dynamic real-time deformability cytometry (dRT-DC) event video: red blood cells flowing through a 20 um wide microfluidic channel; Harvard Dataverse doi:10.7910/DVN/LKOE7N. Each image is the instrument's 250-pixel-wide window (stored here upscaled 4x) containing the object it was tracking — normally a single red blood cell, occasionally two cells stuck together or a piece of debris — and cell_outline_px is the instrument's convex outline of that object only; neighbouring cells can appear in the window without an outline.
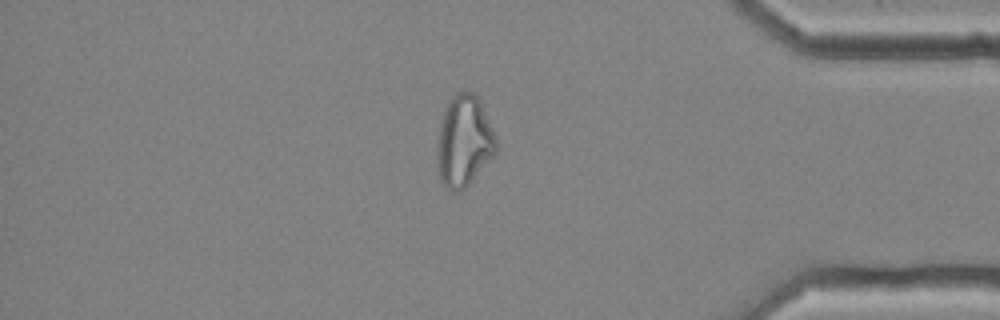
{"species": "common noctule bat (a hibernating species)", "species_latin": "Nyctalus noctula", "temperature_condition": "cold", "stored_images_in_passage": 56, "camera_frame_rate_fps": 3000, "um_per_image_px": 0.085, "animal": {"sex": "female", "body_mass_g": 25.1}, "frame": {"image": 1, "passage_image": 48, "time_ms": 15.667, "image_size_px": [1000, 320], "cell_outline_px": [[496, 152], [472, 180], [460, 192], [452, 192], [440, 180], [440, 124], [444, 112], [452, 96], [456, 92], [472, 92], [480, 100], [496, 136]], "centroid_in_image_um": [39.49, 11.98], "position_along_channel_um": 395.7, "area_um2": 30.17}}